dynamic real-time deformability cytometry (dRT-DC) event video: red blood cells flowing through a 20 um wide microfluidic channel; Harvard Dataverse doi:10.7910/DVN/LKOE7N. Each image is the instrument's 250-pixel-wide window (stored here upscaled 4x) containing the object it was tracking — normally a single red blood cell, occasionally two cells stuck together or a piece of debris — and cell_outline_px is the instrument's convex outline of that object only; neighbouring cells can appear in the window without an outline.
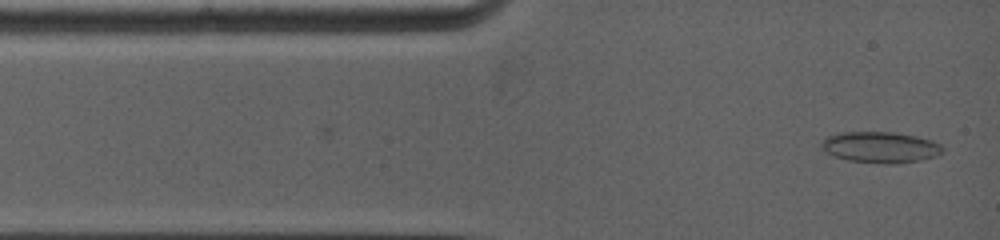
{"species": "common noctule bat (a hibernating species)", "species_latin": "Nyctalus noctula", "temperature_condition": "warm", "stored_images_in_passage": 87, "camera_frame_rate_fps": 5000, "um_per_image_px": 0.085, "animal": {"sex": "female", "body_mass_g": 19.0, "forearm_length_mm": 53.3}, "frame": {"image": 1, "passage_image": 1, "time_ms": 0.0, "image_size_px": [1000, 240], "cell_outline_px": [[944, 152], [936, 156], [920, 160], [896, 164], [888, 164], [848, 160], [824, 152], [820, 144], [828, 136], [840, 132], [896, 132], [916, 136], [932, 140], [940, 144], [944, 148]], "centroid_in_image_um": [74.86, 12.51], "position_along_channel_um": 10.1, "area_um2": 22.02}}
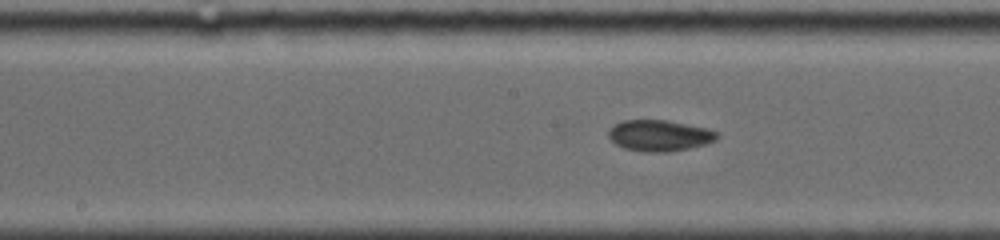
{"frame": {"image": 2, "passage_image": 43, "time_ms": 5.6, "image_size_px": [1000, 240], "cell_outline_px": [[720, 136], [716, 140], [704, 144], [688, 148], [668, 152], [644, 152], [624, 148], [616, 144], [608, 136], [608, 128], [612, 124], [624, 120], [668, 120], [708, 128], [716, 132]], "centroid_in_image_um": [56.03, 11.51], "position_along_channel_um": 192.2, "area_um2": 19.83}}
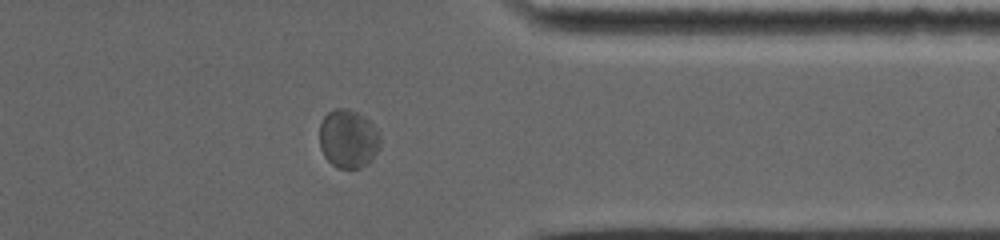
{"frame": {"image": 3, "passage_image": 78, "time_ms": 10.6, "image_size_px": [1000, 240], "cell_outline_px": [[380, 148], [372, 160], [368, 164], [360, 168], [336, 168], [324, 156], [320, 148], [320, 124], [324, 116], [328, 112], [336, 108], [348, 108], [364, 116], [380, 132]], "centroid_in_image_um": [29.62, 11.8], "position_along_channel_um": 381.8, "area_um2": 20.98}}